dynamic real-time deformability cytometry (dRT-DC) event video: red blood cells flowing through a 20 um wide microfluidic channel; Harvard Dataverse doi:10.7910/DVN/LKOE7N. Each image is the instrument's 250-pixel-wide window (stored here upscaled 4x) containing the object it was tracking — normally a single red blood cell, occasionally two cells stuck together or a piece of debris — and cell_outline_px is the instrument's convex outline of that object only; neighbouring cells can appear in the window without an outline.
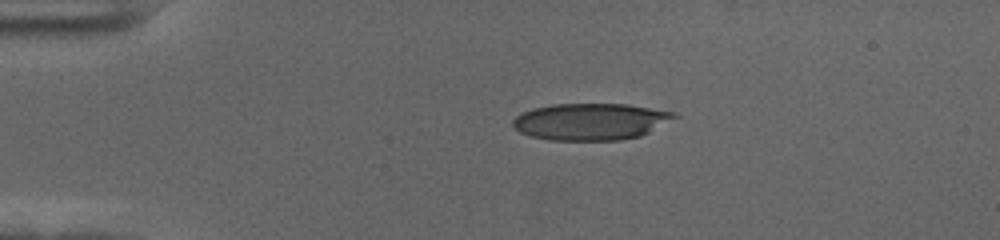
{"species": "human", "species_latin": "Homo sapiens", "temperature_condition": "cold", "stored_images_in_passage": 46, "camera_frame_rate_fps": 3000, "um_per_image_px": 0.085, "donor": {"sex": "female"}, "frame": {"image": 1, "passage_image": 1, "time_ms": 0.0, "image_size_px": [1000, 240], "cell_outline_px": [[680, 116], [640, 136], [620, 140], [548, 140], [528, 136], [520, 132], [512, 124], [512, 120], [516, 116], [532, 108], [552, 104], [628, 104], [676, 112]], "centroid_in_image_um": [50.21, 10.33], "position_along_channel_um": 34.8, "area_um2": 34.74}}
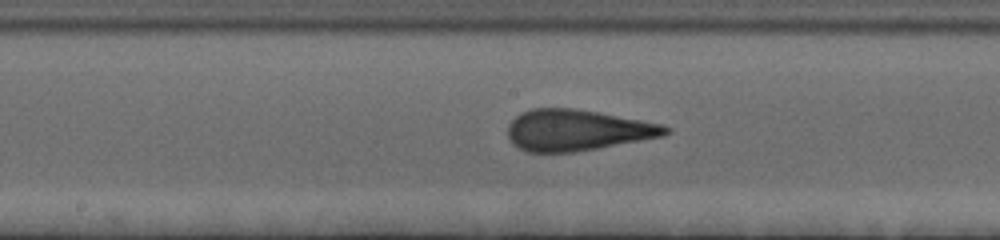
{"frame": {"image": 2, "passage_image": 19, "time_ms": 6.0, "image_size_px": [1000, 240], "cell_outline_px": [[672, 132], [664, 136], [576, 152], [524, 152], [512, 144], [508, 136], [508, 124], [520, 112], [532, 108], [576, 108], [640, 120], [660, 124], [672, 128]], "centroid_in_image_um": [49.03, 11.07], "position_along_channel_um": 199.2, "area_um2": 37.92}}
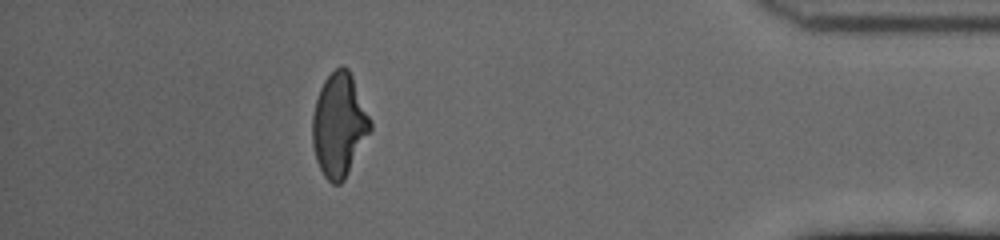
{"frame": {"image": 3, "passage_image": 40, "time_ms": 13.0, "image_size_px": [1000, 240], "cell_outline_px": [[372, 132], [344, 180], [340, 184], [332, 184], [324, 176], [316, 160], [312, 144], [312, 116], [316, 100], [320, 88], [324, 80], [340, 64], [344, 64], [348, 68], [352, 76], [372, 120]], "centroid_in_image_um": [28.84, 10.63], "position_along_channel_um": 406.4, "area_um2": 35.37}, "authors_computed_cell_mechanics": {"area_um2": 36.9631, "velocity_mm_per_s": 3.5716, "shape_relaxation_time_tau1_ms": 7.2517, "shape_relaxation_time_tau2_ms": 0.995, "deformation_change_tau1": 0.23, "deformation_change_tau2": 0.1089}}